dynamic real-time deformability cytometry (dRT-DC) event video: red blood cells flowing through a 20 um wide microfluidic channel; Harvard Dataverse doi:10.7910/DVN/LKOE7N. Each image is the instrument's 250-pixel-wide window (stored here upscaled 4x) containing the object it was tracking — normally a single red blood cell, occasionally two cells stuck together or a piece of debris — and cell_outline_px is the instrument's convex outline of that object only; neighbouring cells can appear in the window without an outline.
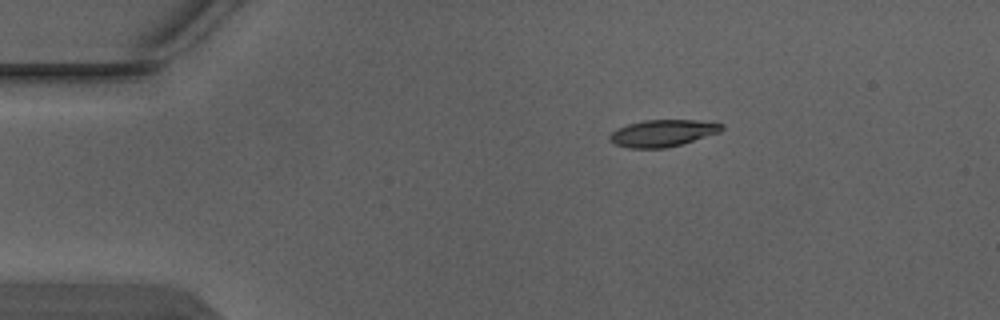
{"species": "Egyptian fruit bat (a non-hibernating species)", "species_latin": "Rousettus aegyptiacus", "temperature_condition": "warm", "stored_images_in_passage": 2, "camera_frame_rate_fps": 3000, "um_per_image_px": 0.085, "animal": {"sex": "male"}, "frame": {"image": 1, "passage_image": 1, "time_ms": 0.0, "image_size_px": [1000, 320], "cell_outline_px": [[724, 128], [720, 132], [680, 144], [664, 148], [628, 148], [616, 144], [608, 136], [616, 128], [628, 124], [644, 120], [696, 120], [724, 124]], "centroid_in_image_um": [56.32, 11.31], "position_along_channel_um": 28.7, "area_um2": 17.34}}